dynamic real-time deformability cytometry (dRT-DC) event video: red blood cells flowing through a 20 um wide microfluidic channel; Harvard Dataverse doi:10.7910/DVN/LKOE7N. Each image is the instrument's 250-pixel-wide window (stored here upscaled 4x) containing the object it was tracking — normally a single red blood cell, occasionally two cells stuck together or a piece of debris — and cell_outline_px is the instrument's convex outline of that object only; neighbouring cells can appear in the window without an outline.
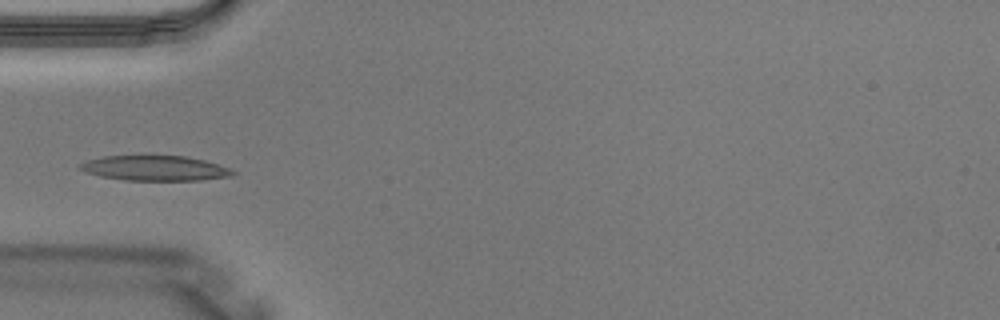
{"species": "Egyptian fruit bat (a non-hibernating species)", "species_latin": "Rousettus aegyptiacus", "temperature_condition": "warm", "stored_images_in_passage": 4, "camera_frame_rate_fps": 3000, "um_per_image_px": 0.085, "animal": {"sex": "male"}, "frame": {"image": 1, "passage_image": 4, "time_ms": 1.0, "image_size_px": [1000, 320], "cell_outline_px": [[236, 172], [232, 176], [200, 180], [124, 180], [100, 176], [84, 172], [76, 168], [80, 164], [88, 160], [100, 156], [148, 152], [188, 156], [204, 160], [232, 168]], "centroid_in_image_um": [13.12, 14.23], "position_along_channel_um": 71.9, "area_um2": 23.7}}